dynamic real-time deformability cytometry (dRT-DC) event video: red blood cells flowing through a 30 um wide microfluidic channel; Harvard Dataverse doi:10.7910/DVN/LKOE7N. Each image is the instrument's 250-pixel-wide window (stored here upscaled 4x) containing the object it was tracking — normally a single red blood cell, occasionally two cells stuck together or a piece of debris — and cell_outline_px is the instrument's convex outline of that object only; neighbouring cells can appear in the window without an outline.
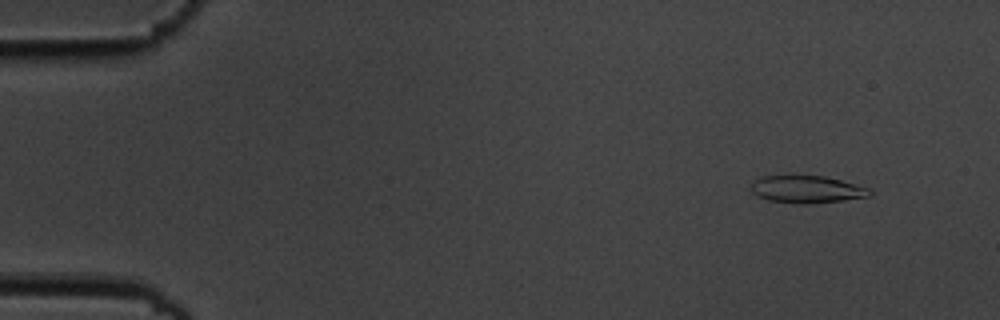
{"species": "common noctule bat (a hibernating species)", "species_latin": "Nyctalus noctula", "temperature_condition": "cold", "stored_images_in_passage": 14, "camera_frame_rate_fps": 3000, "um_per_image_px": 0.085, "animal": {"sex": "male", "body_mass_g": 19.5, "forearm_length_mm": 54.6}, "frame": {"image": 1, "passage_image": 5, "time_ms": 1.333, "image_size_px": [1000, 320], "cell_outline_px": [[872, 192], [868, 196], [844, 200], [808, 204], [800, 204], [768, 200], [756, 196], [752, 192], [752, 184], [760, 176], [824, 176], [840, 180], [868, 188]], "centroid_in_image_um": [68.55, 16.1], "position_along_channel_um": 16.4, "area_um2": 18.67}}